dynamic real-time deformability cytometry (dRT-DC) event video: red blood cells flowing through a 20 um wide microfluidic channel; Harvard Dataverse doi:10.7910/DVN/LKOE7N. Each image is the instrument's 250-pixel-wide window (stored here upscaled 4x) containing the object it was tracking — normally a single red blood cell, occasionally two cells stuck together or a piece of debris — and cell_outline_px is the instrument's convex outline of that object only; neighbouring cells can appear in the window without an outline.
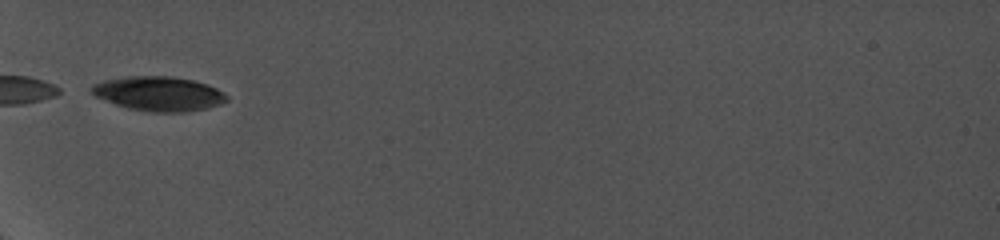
{"species": "common noctule bat (a hibernating species)", "species_latin": "Nyctalus noctula", "temperature_condition": "cold", "stored_images_in_passage": 10, "camera_frame_rate_fps": 5000, "um_per_image_px": 0.085, "animal": {"sex": "female", "body_mass_g": 19.0, "forearm_length_mm": 56.7}, "frame": {"image": 1, "passage_image": 1, "time_ms": 0.0, "image_size_px": [1000, 240], "cell_outline_px": [[228, 100], [220, 104], [208, 108], [184, 112], [148, 112], [128, 108], [116, 104], [96, 96], [88, 88], [92, 84], [104, 80], [128, 76], [172, 76], [192, 80], [208, 84], [224, 92], [228, 96]], "centroid_in_image_um": [13.51, 7.96], "position_along_channel_um": 71.5, "area_um2": 27.22}}
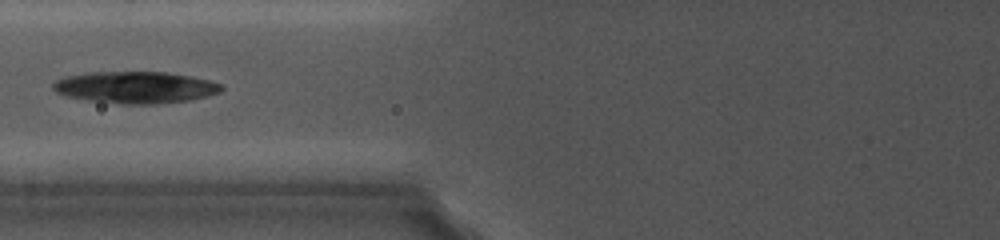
{"frame": {"image": 2, "passage_image": 4, "time_ms": 1.4, "image_size_px": [1000, 240], "cell_outline_px": [[224, 88], [220, 92], [208, 96], [188, 100], [156, 104], [120, 104], [88, 100], [64, 96], [56, 92], [52, 88], [52, 84], [56, 80], [64, 76], [84, 72], [168, 72], [192, 76], [224, 84]], "centroid_in_image_um": [11.49, 7.42], "position_along_channel_um": 114.3, "area_um2": 31.56}}